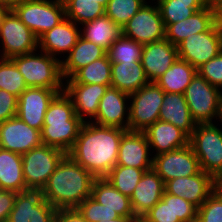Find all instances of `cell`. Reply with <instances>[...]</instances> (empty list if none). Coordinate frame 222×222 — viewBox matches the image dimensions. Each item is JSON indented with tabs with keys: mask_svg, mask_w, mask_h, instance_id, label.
<instances>
[{
	"mask_svg": "<svg viewBox=\"0 0 222 222\" xmlns=\"http://www.w3.org/2000/svg\"><path fill=\"white\" fill-rule=\"evenodd\" d=\"M144 45L121 35L107 51L112 63L141 62Z\"/></svg>",
	"mask_w": 222,
	"mask_h": 222,
	"instance_id": "8d00e7d4",
	"label": "cell"
},
{
	"mask_svg": "<svg viewBox=\"0 0 222 222\" xmlns=\"http://www.w3.org/2000/svg\"><path fill=\"white\" fill-rule=\"evenodd\" d=\"M21 1H26V0H1V2L3 4H6L8 6H12L13 4L17 3V2H21Z\"/></svg>",
	"mask_w": 222,
	"mask_h": 222,
	"instance_id": "db71d44e",
	"label": "cell"
},
{
	"mask_svg": "<svg viewBox=\"0 0 222 222\" xmlns=\"http://www.w3.org/2000/svg\"><path fill=\"white\" fill-rule=\"evenodd\" d=\"M222 122V100L220 102L219 111H218V118Z\"/></svg>",
	"mask_w": 222,
	"mask_h": 222,
	"instance_id": "11a10c76",
	"label": "cell"
},
{
	"mask_svg": "<svg viewBox=\"0 0 222 222\" xmlns=\"http://www.w3.org/2000/svg\"><path fill=\"white\" fill-rule=\"evenodd\" d=\"M215 190L214 178L201 170L198 174L171 179L165 183V191L180 196L199 208Z\"/></svg>",
	"mask_w": 222,
	"mask_h": 222,
	"instance_id": "e0dca14e",
	"label": "cell"
},
{
	"mask_svg": "<svg viewBox=\"0 0 222 222\" xmlns=\"http://www.w3.org/2000/svg\"><path fill=\"white\" fill-rule=\"evenodd\" d=\"M127 130L84 122L74 146L67 153L95 178H105L117 165L119 144Z\"/></svg>",
	"mask_w": 222,
	"mask_h": 222,
	"instance_id": "6da1fadb",
	"label": "cell"
},
{
	"mask_svg": "<svg viewBox=\"0 0 222 222\" xmlns=\"http://www.w3.org/2000/svg\"><path fill=\"white\" fill-rule=\"evenodd\" d=\"M129 96L118 88L108 87L100 99L97 115L91 122L100 126L128 130L130 107H127L126 102L129 100Z\"/></svg>",
	"mask_w": 222,
	"mask_h": 222,
	"instance_id": "ac0fdd59",
	"label": "cell"
},
{
	"mask_svg": "<svg viewBox=\"0 0 222 222\" xmlns=\"http://www.w3.org/2000/svg\"><path fill=\"white\" fill-rule=\"evenodd\" d=\"M0 189L26 191L21 154L0 148Z\"/></svg>",
	"mask_w": 222,
	"mask_h": 222,
	"instance_id": "f1b7e54d",
	"label": "cell"
},
{
	"mask_svg": "<svg viewBox=\"0 0 222 222\" xmlns=\"http://www.w3.org/2000/svg\"><path fill=\"white\" fill-rule=\"evenodd\" d=\"M95 179L66 154L42 189V196L56 209H76L91 196Z\"/></svg>",
	"mask_w": 222,
	"mask_h": 222,
	"instance_id": "7a4b0ae2",
	"label": "cell"
},
{
	"mask_svg": "<svg viewBox=\"0 0 222 222\" xmlns=\"http://www.w3.org/2000/svg\"><path fill=\"white\" fill-rule=\"evenodd\" d=\"M121 30L122 35L143 45L164 39L165 26L158 4L146 2Z\"/></svg>",
	"mask_w": 222,
	"mask_h": 222,
	"instance_id": "7c38bea8",
	"label": "cell"
},
{
	"mask_svg": "<svg viewBox=\"0 0 222 222\" xmlns=\"http://www.w3.org/2000/svg\"><path fill=\"white\" fill-rule=\"evenodd\" d=\"M64 89L29 87L19 97L16 116L42 131L45 113L53 98Z\"/></svg>",
	"mask_w": 222,
	"mask_h": 222,
	"instance_id": "5bb4252c",
	"label": "cell"
},
{
	"mask_svg": "<svg viewBox=\"0 0 222 222\" xmlns=\"http://www.w3.org/2000/svg\"><path fill=\"white\" fill-rule=\"evenodd\" d=\"M149 83L141 62L111 64V87L127 94L137 92Z\"/></svg>",
	"mask_w": 222,
	"mask_h": 222,
	"instance_id": "83f0119b",
	"label": "cell"
},
{
	"mask_svg": "<svg viewBox=\"0 0 222 222\" xmlns=\"http://www.w3.org/2000/svg\"><path fill=\"white\" fill-rule=\"evenodd\" d=\"M145 3V0H109L105 15L122 29Z\"/></svg>",
	"mask_w": 222,
	"mask_h": 222,
	"instance_id": "74e56055",
	"label": "cell"
},
{
	"mask_svg": "<svg viewBox=\"0 0 222 222\" xmlns=\"http://www.w3.org/2000/svg\"><path fill=\"white\" fill-rule=\"evenodd\" d=\"M111 64L108 55L95 60L85 67L77 70L64 83H80V84H111Z\"/></svg>",
	"mask_w": 222,
	"mask_h": 222,
	"instance_id": "d6a6232c",
	"label": "cell"
},
{
	"mask_svg": "<svg viewBox=\"0 0 222 222\" xmlns=\"http://www.w3.org/2000/svg\"><path fill=\"white\" fill-rule=\"evenodd\" d=\"M201 170L215 178L222 171V129L212 123H197L189 138Z\"/></svg>",
	"mask_w": 222,
	"mask_h": 222,
	"instance_id": "8992f818",
	"label": "cell"
},
{
	"mask_svg": "<svg viewBox=\"0 0 222 222\" xmlns=\"http://www.w3.org/2000/svg\"><path fill=\"white\" fill-rule=\"evenodd\" d=\"M35 52L11 58L24 77L26 86L64 89L61 60L42 51L41 54Z\"/></svg>",
	"mask_w": 222,
	"mask_h": 222,
	"instance_id": "277c9868",
	"label": "cell"
},
{
	"mask_svg": "<svg viewBox=\"0 0 222 222\" xmlns=\"http://www.w3.org/2000/svg\"><path fill=\"white\" fill-rule=\"evenodd\" d=\"M197 73L205 78L212 86L222 88V51L197 68Z\"/></svg>",
	"mask_w": 222,
	"mask_h": 222,
	"instance_id": "7bdbcfd3",
	"label": "cell"
},
{
	"mask_svg": "<svg viewBox=\"0 0 222 222\" xmlns=\"http://www.w3.org/2000/svg\"><path fill=\"white\" fill-rule=\"evenodd\" d=\"M139 217L137 216H120L119 218L116 219H112L106 222H138L139 221ZM101 222V221H99Z\"/></svg>",
	"mask_w": 222,
	"mask_h": 222,
	"instance_id": "c3c4849f",
	"label": "cell"
},
{
	"mask_svg": "<svg viewBox=\"0 0 222 222\" xmlns=\"http://www.w3.org/2000/svg\"><path fill=\"white\" fill-rule=\"evenodd\" d=\"M98 2L100 4H102L104 7H106L107 3L109 2V0H98Z\"/></svg>",
	"mask_w": 222,
	"mask_h": 222,
	"instance_id": "6f0895ef",
	"label": "cell"
},
{
	"mask_svg": "<svg viewBox=\"0 0 222 222\" xmlns=\"http://www.w3.org/2000/svg\"><path fill=\"white\" fill-rule=\"evenodd\" d=\"M91 197L120 216H135L130 198L118 191L106 178L94 180Z\"/></svg>",
	"mask_w": 222,
	"mask_h": 222,
	"instance_id": "f546056e",
	"label": "cell"
},
{
	"mask_svg": "<svg viewBox=\"0 0 222 222\" xmlns=\"http://www.w3.org/2000/svg\"><path fill=\"white\" fill-rule=\"evenodd\" d=\"M217 22V10L211 5L204 7L182 21L165 28V38L177 46L189 35L208 31Z\"/></svg>",
	"mask_w": 222,
	"mask_h": 222,
	"instance_id": "603a6c76",
	"label": "cell"
},
{
	"mask_svg": "<svg viewBox=\"0 0 222 222\" xmlns=\"http://www.w3.org/2000/svg\"><path fill=\"white\" fill-rule=\"evenodd\" d=\"M150 149L144 132L127 130L119 144L117 165L150 170L153 167Z\"/></svg>",
	"mask_w": 222,
	"mask_h": 222,
	"instance_id": "d6986e66",
	"label": "cell"
},
{
	"mask_svg": "<svg viewBox=\"0 0 222 222\" xmlns=\"http://www.w3.org/2000/svg\"><path fill=\"white\" fill-rule=\"evenodd\" d=\"M164 93L155 82H149L130 94L128 130L143 132L159 120Z\"/></svg>",
	"mask_w": 222,
	"mask_h": 222,
	"instance_id": "ba28073f",
	"label": "cell"
},
{
	"mask_svg": "<svg viewBox=\"0 0 222 222\" xmlns=\"http://www.w3.org/2000/svg\"><path fill=\"white\" fill-rule=\"evenodd\" d=\"M152 169L166 183L171 179L187 177L201 171L198 158L192 147H185L153 156Z\"/></svg>",
	"mask_w": 222,
	"mask_h": 222,
	"instance_id": "4fadbf2b",
	"label": "cell"
},
{
	"mask_svg": "<svg viewBox=\"0 0 222 222\" xmlns=\"http://www.w3.org/2000/svg\"><path fill=\"white\" fill-rule=\"evenodd\" d=\"M198 222H222V193L214 190L198 208Z\"/></svg>",
	"mask_w": 222,
	"mask_h": 222,
	"instance_id": "b9f144b4",
	"label": "cell"
},
{
	"mask_svg": "<svg viewBox=\"0 0 222 222\" xmlns=\"http://www.w3.org/2000/svg\"><path fill=\"white\" fill-rule=\"evenodd\" d=\"M10 9L38 39L66 18L62 0H26Z\"/></svg>",
	"mask_w": 222,
	"mask_h": 222,
	"instance_id": "5b68a950",
	"label": "cell"
},
{
	"mask_svg": "<svg viewBox=\"0 0 222 222\" xmlns=\"http://www.w3.org/2000/svg\"><path fill=\"white\" fill-rule=\"evenodd\" d=\"M0 38L1 46L3 47L0 58L11 59L39 49L37 36L11 9L3 17Z\"/></svg>",
	"mask_w": 222,
	"mask_h": 222,
	"instance_id": "8fae6325",
	"label": "cell"
},
{
	"mask_svg": "<svg viewBox=\"0 0 222 222\" xmlns=\"http://www.w3.org/2000/svg\"><path fill=\"white\" fill-rule=\"evenodd\" d=\"M138 222H147L143 217L139 219Z\"/></svg>",
	"mask_w": 222,
	"mask_h": 222,
	"instance_id": "680465c9",
	"label": "cell"
},
{
	"mask_svg": "<svg viewBox=\"0 0 222 222\" xmlns=\"http://www.w3.org/2000/svg\"><path fill=\"white\" fill-rule=\"evenodd\" d=\"M215 190L222 193V171L214 178Z\"/></svg>",
	"mask_w": 222,
	"mask_h": 222,
	"instance_id": "681fc988",
	"label": "cell"
},
{
	"mask_svg": "<svg viewBox=\"0 0 222 222\" xmlns=\"http://www.w3.org/2000/svg\"><path fill=\"white\" fill-rule=\"evenodd\" d=\"M217 22L222 28V5L217 9Z\"/></svg>",
	"mask_w": 222,
	"mask_h": 222,
	"instance_id": "f5cc1de1",
	"label": "cell"
},
{
	"mask_svg": "<svg viewBox=\"0 0 222 222\" xmlns=\"http://www.w3.org/2000/svg\"><path fill=\"white\" fill-rule=\"evenodd\" d=\"M17 192L0 189V222H7L13 209Z\"/></svg>",
	"mask_w": 222,
	"mask_h": 222,
	"instance_id": "bcb514c9",
	"label": "cell"
},
{
	"mask_svg": "<svg viewBox=\"0 0 222 222\" xmlns=\"http://www.w3.org/2000/svg\"><path fill=\"white\" fill-rule=\"evenodd\" d=\"M18 97L0 89V123L16 116Z\"/></svg>",
	"mask_w": 222,
	"mask_h": 222,
	"instance_id": "f6af8a7d",
	"label": "cell"
},
{
	"mask_svg": "<svg viewBox=\"0 0 222 222\" xmlns=\"http://www.w3.org/2000/svg\"><path fill=\"white\" fill-rule=\"evenodd\" d=\"M66 18L76 24L93 21L105 15V7L98 0H62Z\"/></svg>",
	"mask_w": 222,
	"mask_h": 222,
	"instance_id": "e575fe53",
	"label": "cell"
},
{
	"mask_svg": "<svg viewBox=\"0 0 222 222\" xmlns=\"http://www.w3.org/2000/svg\"><path fill=\"white\" fill-rule=\"evenodd\" d=\"M56 210L41 191L28 190L17 193L7 222H54Z\"/></svg>",
	"mask_w": 222,
	"mask_h": 222,
	"instance_id": "9a60e30c",
	"label": "cell"
},
{
	"mask_svg": "<svg viewBox=\"0 0 222 222\" xmlns=\"http://www.w3.org/2000/svg\"><path fill=\"white\" fill-rule=\"evenodd\" d=\"M65 155L63 150L43 144L22 154L26 191H42Z\"/></svg>",
	"mask_w": 222,
	"mask_h": 222,
	"instance_id": "52a82bcc",
	"label": "cell"
},
{
	"mask_svg": "<svg viewBox=\"0 0 222 222\" xmlns=\"http://www.w3.org/2000/svg\"><path fill=\"white\" fill-rule=\"evenodd\" d=\"M210 5L217 10L222 5V0H209Z\"/></svg>",
	"mask_w": 222,
	"mask_h": 222,
	"instance_id": "816d5d0a",
	"label": "cell"
},
{
	"mask_svg": "<svg viewBox=\"0 0 222 222\" xmlns=\"http://www.w3.org/2000/svg\"><path fill=\"white\" fill-rule=\"evenodd\" d=\"M164 191L165 183L160 176L153 169L145 171L130 197L134 215L142 218L162 199Z\"/></svg>",
	"mask_w": 222,
	"mask_h": 222,
	"instance_id": "7402d4cb",
	"label": "cell"
},
{
	"mask_svg": "<svg viewBox=\"0 0 222 222\" xmlns=\"http://www.w3.org/2000/svg\"><path fill=\"white\" fill-rule=\"evenodd\" d=\"M107 51L93 42L79 37L77 43L71 49L66 59L61 60L64 79H69L77 70L87 66L91 62L104 57Z\"/></svg>",
	"mask_w": 222,
	"mask_h": 222,
	"instance_id": "4316f807",
	"label": "cell"
},
{
	"mask_svg": "<svg viewBox=\"0 0 222 222\" xmlns=\"http://www.w3.org/2000/svg\"><path fill=\"white\" fill-rule=\"evenodd\" d=\"M80 36L108 51L111 45L122 35V30L106 15L83 24Z\"/></svg>",
	"mask_w": 222,
	"mask_h": 222,
	"instance_id": "1f68e13d",
	"label": "cell"
},
{
	"mask_svg": "<svg viewBox=\"0 0 222 222\" xmlns=\"http://www.w3.org/2000/svg\"><path fill=\"white\" fill-rule=\"evenodd\" d=\"M174 220L191 222L197 220L198 208L180 196L173 195Z\"/></svg>",
	"mask_w": 222,
	"mask_h": 222,
	"instance_id": "ee69618b",
	"label": "cell"
},
{
	"mask_svg": "<svg viewBox=\"0 0 222 222\" xmlns=\"http://www.w3.org/2000/svg\"><path fill=\"white\" fill-rule=\"evenodd\" d=\"M145 171L148 170L116 165L105 178L118 191L130 198Z\"/></svg>",
	"mask_w": 222,
	"mask_h": 222,
	"instance_id": "d590c367",
	"label": "cell"
},
{
	"mask_svg": "<svg viewBox=\"0 0 222 222\" xmlns=\"http://www.w3.org/2000/svg\"><path fill=\"white\" fill-rule=\"evenodd\" d=\"M42 145L41 131L15 116L0 123V148L24 154Z\"/></svg>",
	"mask_w": 222,
	"mask_h": 222,
	"instance_id": "2e32d148",
	"label": "cell"
},
{
	"mask_svg": "<svg viewBox=\"0 0 222 222\" xmlns=\"http://www.w3.org/2000/svg\"><path fill=\"white\" fill-rule=\"evenodd\" d=\"M165 28L169 24L187 19L210 2H183L178 0H156Z\"/></svg>",
	"mask_w": 222,
	"mask_h": 222,
	"instance_id": "836d02e7",
	"label": "cell"
},
{
	"mask_svg": "<svg viewBox=\"0 0 222 222\" xmlns=\"http://www.w3.org/2000/svg\"><path fill=\"white\" fill-rule=\"evenodd\" d=\"M197 69L188 62L177 58L173 65L155 83L166 93L184 94Z\"/></svg>",
	"mask_w": 222,
	"mask_h": 222,
	"instance_id": "4dcf8cb0",
	"label": "cell"
},
{
	"mask_svg": "<svg viewBox=\"0 0 222 222\" xmlns=\"http://www.w3.org/2000/svg\"><path fill=\"white\" fill-rule=\"evenodd\" d=\"M111 85L65 83L64 92L70 97L76 115L87 122L86 116L94 119L100 99ZM85 117V118H84Z\"/></svg>",
	"mask_w": 222,
	"mask_h": 222,
	"instance_id": "44dd1931",
	"label": "cell"
},
{
	"mask_svg": "<svg viewBox=\"0 0 222 222\" xmlns=\"http://www.w3.org/2000/svg\"><path fill=\"white\" fill-rule=\"evenodd\" d=\"M10 10V6L3 4L2 2H0V28H1V23L3 20V17L5 16V14Z\"/></svg>",
	"mask_w": 222,
	"mask_h": 222,
	"instance_id": "f907efd6",
	"label": "cell"
},
{
	"mask_svg": "<svg viewBox=\"0 0 222 222\" xmlns=\"http://www.w3.org/2000/svg\"><path fill=\"white\" fill-rule=\"evenodd\" d=\"M143 132L150 148L155 149V155L176 150L189 144L190 137L169 122L158 120Z\"/></svg>",
	"mask_w": 222,
	"mask_h": 222,
	"instance_id": "d4e9b609",
	"label": "cell"
},
{
	"mask_svg": "<svg viewBox=\"0 0 222 222\" xmlns=\"http://www.w3.org/2000/svg\"><path fill=\"white\" fill-rule=\"evenodd\" d=\"M80 30L76 23L68 18L62 20L58 25L44 33L38 39L40 51L48 53L56 58L59 54L68 53L77 43L80 37Z\"/></svg>",
	"mask_w": 222,
	"mask_h": 222,
	"instance_id": "cb8c5ba5",
	"label": "cell"
},
{
	"mask_svg": "<svg viewBox=\"0 0 222 222\" xmlns=\"http://www.w3.org/2000/svg\"><path fill=\"white\" fill-rule=\"evenodd\" d=\"M143 218L147 222H180L179 220H174L173 195L164 191L162 199Z\"/></svg>",
	"mask_w": 222,
	"mask_h": 222,
	"instance_id": "60d3db41",
	"label": "cell"
},
{
	"mask_svg": "<svg viewBox=\"0 0 222 222\" xmlns=\"http://www.w3.org/2000/svg\"><path fill=\"white\" fill-rule=\"evenodd\" d=\"M54 222H88L77 209H57Z\"/></svg>",
	"mask_w": 222,
	"mask_h": 222,
	"instance_id": "7dc6e473",
	"label": "cell"
},
{
	"mask_svg": "<svg viewBox=\"0 0 222 222\" xmlns=\"http://www.w3.org/2000/svg\"><path fill=\"white\" fill-rule=\"evenodd\" d=\"M183 2H209V0H178Z\"/></svg>",
	"mask_w": 222,
	"mask_h": 222,
	"instance_id": "9f6ffc18",
	"label": "cell"
},
{
	"mask_svg": "<svg viewBox=\"0 0 222 222\" xmlns=\"http://www.w3.org/2000/svg\"><path fill=\"white\" fill-rule=\"evenodd\" d=\"M28 87L11 59L0 58V89L19 97Z\"/></svg>",
	"mask_w": 222,
	"mask_h": 222,
	"instance_id": "f35d334b",
	"label": "cell"
},
{
	"mask_svg": "<svg viewBox=\"0 0 222 222\" xmlns=\"http://www.w3.org/2000/svg\"><path fill=\"white\" fill-rule=\"evenodd\" d=\"M186 103L196 123H212L218 117L222 92L198 73L184 92Z\"/></svg>",
	"mask_w": 222,
	"mask_h": 222,
	"instance_id": "9c48e42d",
	"label": "cell"
},
{
	"mask_svg": "<svg viewBox=\"0 0 222 222\" xmlns=\"http://www.w3.org/2000/svg\"><path fill=\"white\" fill-rule=\"evenodd\" d=\"M159 120L169 122L184 131L189 137L196 128L184 94L164 93Z\"/></svg>",
	"mask_w": 222,
	"mask_h": 222,
	"instance_id": "484cf974",
	"label": "cell"
},
{
	"mask_svg": "<svg viewBox=\"0 0 222 222\" xmlns=\"http://www.w3.org/2000/svg\"><path fill=\"white\" fill-rule=\"evenodd\" d=\"M76 209L88 222H106L120 217L117 212L106 208L91 196L86 198Z\"/></svg>",
	"mask_w": 222,
	"mask_h": 222,
	"instance_id": "ab89813d",
	"label": "cell"
},
{
	"mask_svg": "<svg viewBox=\"0 0 222 222\" xmlns=\"http://www.w3.org/2000/svg\"><path fill=\"white\" fill-rule=\"evenodd\" d=\"M84 122L76 115L70 97L58 93L48 106L41 131L43 145L63 150L66 154L74 146Z\"/></svg>",
	"mask_w": 222,
	"mask_h": 222,
	"instance_id": "3957f363",
	"label": "cell"
},
{
	"mask_svg": "<svg viewBox=\"0 0 222 222\" xmlns=\"http://www.w3.org/2000/svg\"><path fill=\"white\" fill-rule=\"evenodd\" d=\"M178 58L177 46L166 38L144 45L141 63L149 82H155Z\"/></svg>",
	"mask_w": 222,
	"mask_h": 222,
	"instance_id": "ffe728a7",
	"label": "cell"
},
{
	"mask_svg": "<svg viewBox=\"0 0 222 222\" xmlns=\"http://www.w3.org/2000/svg\"><path fill=\"white\" fill-rule=\"evenodd\" d=\"M222 51V28L216 22L208 31L192 34L177 45L178 58L196 69Z\"/></svg>",
	"mask_w": 222,
	"mask_h": 222,
	"instance_id": "30bf717a",
	"label": "cell"
}]
</instances>
